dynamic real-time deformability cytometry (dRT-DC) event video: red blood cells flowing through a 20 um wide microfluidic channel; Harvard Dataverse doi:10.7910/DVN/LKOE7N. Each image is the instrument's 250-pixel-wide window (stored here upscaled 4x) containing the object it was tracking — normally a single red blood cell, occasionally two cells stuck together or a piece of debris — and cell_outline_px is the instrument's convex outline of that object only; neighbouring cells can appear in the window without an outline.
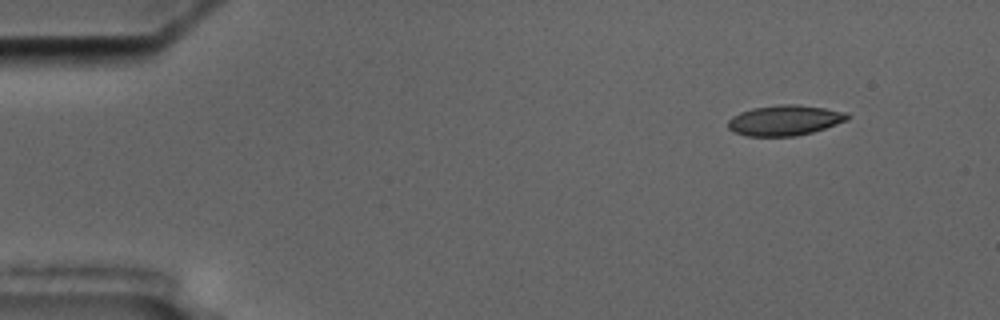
{"species": "common noctule bat (a hibernating species)", "species_latin": "Nyctalus noctula", "temperature_condition": "cold", "stored_images_in_passage": 5, "segment_of_instrument_passage": [1, 2], "camera_frame_rate_fps": 3000, "um_per_image_px": 0.085, "animal": {"sex": "male", "body_mass_g": 17.5, "forearm_length_mm": 52.3}, "frame": {"image": 1, "passage_image": 1, "time_ms": 0.0, "image_size_px": [1000, 320], "cell_outline_px": [[848, 120], [812, 132], [796, 136], [748, 136], [732, 132], [728, 128], [728, 120], [732, 116], [740, 112], [752, 108], [780, 104], [796, 104], [824, 108], [848, 112]], "centroid_in_image_um": [66.67, 10.22], "position_along_channel_um": 18.3, "area_um2": 21.15}}
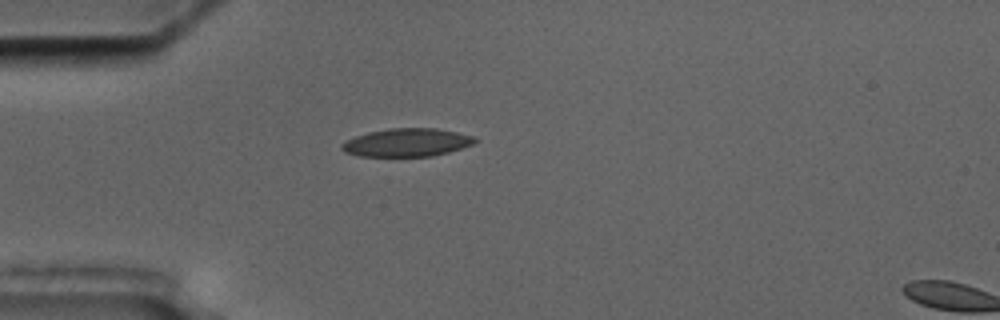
{"frame": {"image": 2, "passage_image": 4, "time_ms": 3.333, "image_size_px": [1000, 320], "cell_outline_px": [[476, 140], [472, 144], [448, 152], [432, 156], [360, 156], [344, 152], [340, 148], [340, 144], [344, 140], [368, 132], [388, 128], [436, 128], [456, 132], [472, 136]], "centroid_in_image_um": [34.51, 12.11], "position_along_channel_um": 50.5, "area_um2": 21.73}}